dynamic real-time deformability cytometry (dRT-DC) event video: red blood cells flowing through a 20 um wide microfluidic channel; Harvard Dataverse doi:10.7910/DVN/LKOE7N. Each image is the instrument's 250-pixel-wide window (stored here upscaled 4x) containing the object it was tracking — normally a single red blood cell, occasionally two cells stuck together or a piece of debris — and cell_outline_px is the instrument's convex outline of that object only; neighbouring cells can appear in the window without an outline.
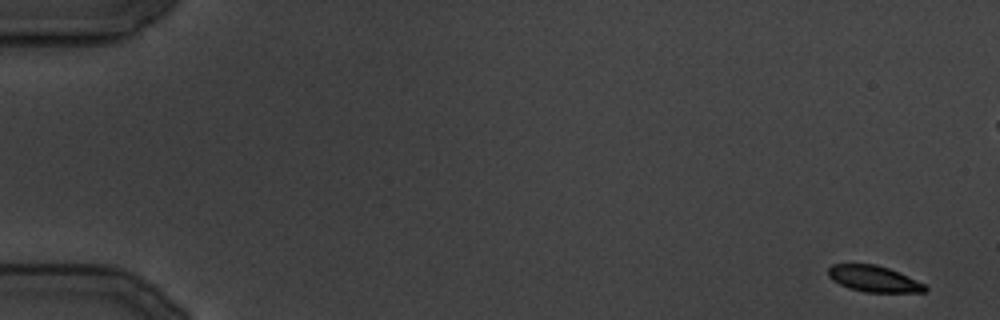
{"species": "common noctule bat (a hibernating species)", "species_latin": "Nyctalus noctula", "temperature_condition": "cold", "stored_images_in_passage": 34, "camera_frame_rate_fps": 3000, "um_per_image_px": 0.085, "animal": {"sex": "male", "body_mass_g": 19.5, "forearm_length_mm": 54.6}, "frame": {"image": 1, "passage_image": 1, "time_ms": 0.0, "image_size_px": [1000, 320], "cell_outline_px": [[928, 288], [924, 292], [864, 292], [848, 288], [832, 280], [828, 276], [828, 268], [832, 264], [876, 264], [900, 272], [924, 284]], "centroid_in_image_um": [74.25, 23.69], "position_along_channel_um": 10.7, "area_um2": 14.8}}
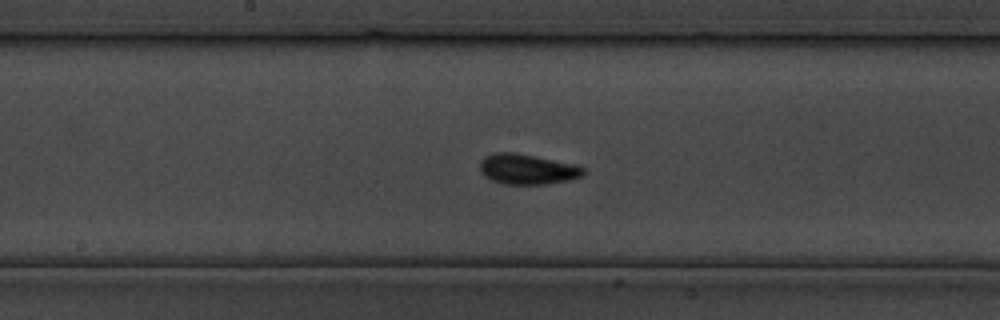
{"frame": {"image": 2, "passage_image": 18, "time_ms": 21.333, "image_size_px": [1000, 320], "cell_outline_px": [[584, 176], [568, 180], [544, 184], [504, 184], [492, 180], [480, 172], [480, 160], [484, 156], [492, 152], [516, 152], [576, 164], [584, 168]], "centroid_in_image_um": [44.81, 14.36], "position_along_channel_um": 203.4, "area_um2": 18.44}}
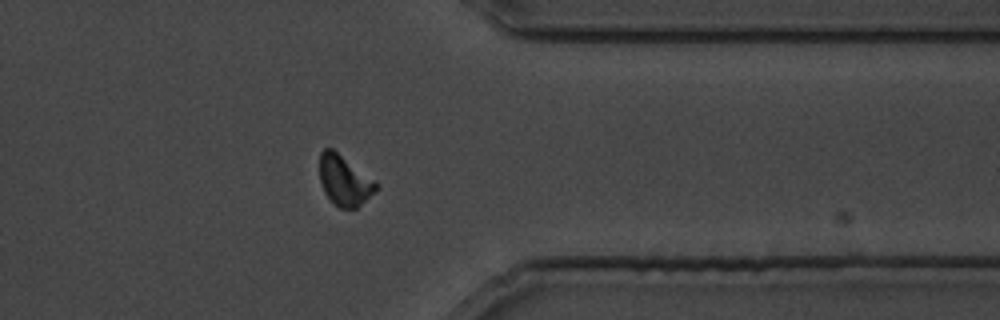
{"frame": {"image": 3, "passage_image": 27, "time_ms": 33.0, "image_size_px": [1000, 320], "cell_outline_px": [[380, 188], [356, 208], [340, 208], [324, 192], [320, 180], [320, 152], [324, 148], [332, 148], [376, 180], [380, 184]], "centroid_in_image_um": [29.32, 15.32], "position_along_channel_um": 382.1, "area_um2": 16.59}}